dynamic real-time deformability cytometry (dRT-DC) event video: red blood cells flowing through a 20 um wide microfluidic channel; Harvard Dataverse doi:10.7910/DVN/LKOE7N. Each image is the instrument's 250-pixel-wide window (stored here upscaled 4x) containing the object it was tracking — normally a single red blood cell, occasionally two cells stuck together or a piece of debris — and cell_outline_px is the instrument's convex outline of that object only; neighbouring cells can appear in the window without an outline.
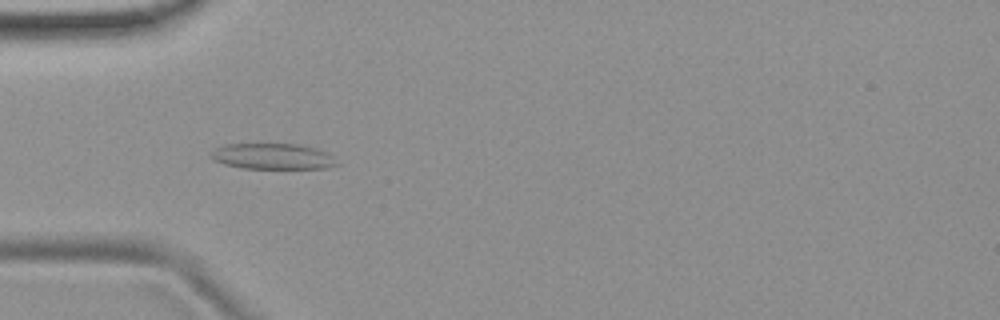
{"species": "common noctule bat (a hibernating species)", "species_latin": "Nyctalus noctula", "temperature_condition": "room temperature", "stored_images_in_passage": 52, "camera_frame_rate_fps": 3000, "um_per_image_px": 0.085, "animal": {"sex": "female", "body_mass_g": 19.9}, "frame": {"image": 1, "passage_image": 16, "time_ms": 5.0, "image_size_px": [1000, 320], "cell_outline_px": [[340, 164], [328, 168], [244, 168], [224, 164], [212, 160], [208, 156], [216, 148], [224, 144], [300, 144], [316, 148], [332, 156]], "centroid_in_image_um": [23.16, 13.29], "position_along_channel_um": 61.8, "area_um2": 18.96}}
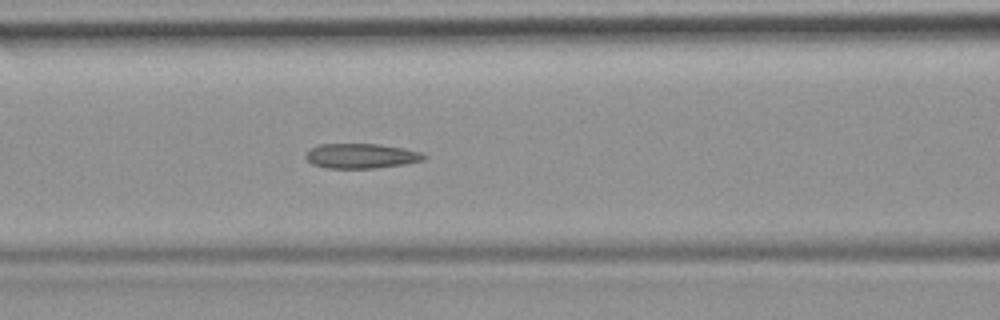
{"frame": {"image": 2, "passage_image": 22, "time_ms": 7.0, "image_size_px": [1000, 320], "cell_outline_px": [[428, 156], [424, 160], [404, 164], [376, 168], [324, 168], [312, 164], [304, 156], [312, 148], [320, 144], [376, 144], [404, 148], [420, 152]], "centroid_in_image_um": [30.71, 13.26], "position_along_channel_um": 135.9, "area_um2": 17.05}}
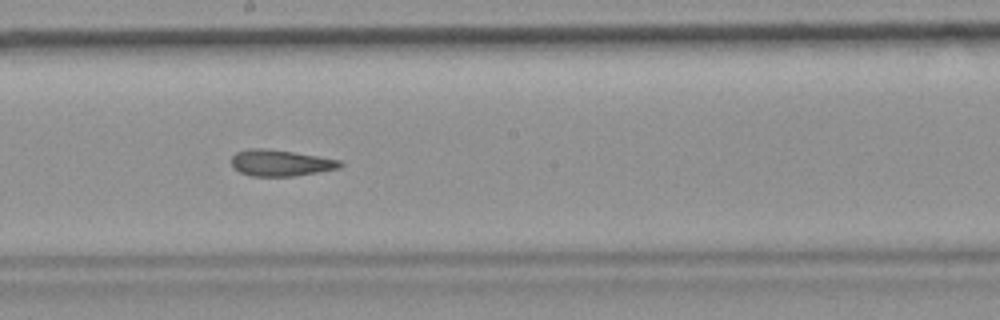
{"frame": {"image": 3, "passage_image": 29, "time_ms": 9.333, "image_size_px": [1000, 320], "cell_outline_px": [[344, 164], [340, 168], [292, 176], [252, 176], [240, 172], [232, 168], [232, 156], [236, 152], [248, 148], [260, 148], [292, 152], [340, 160]], "centroid_in_image_um": [23.81, 13.85], "position_along_channel_um": 224.4, "area_um2": 16.47}, "authors_computed_cell_mechanics": {"area_um2": 17.6001, "velocity_mm_per_s": 3.8006, "shape_relaxation_time_tau1_ms": null, "shape_relaxation_time_tau2_ms": 2.8226, "deformation_change_tau1": null, "deformation_change_tau2": 0.1112}}